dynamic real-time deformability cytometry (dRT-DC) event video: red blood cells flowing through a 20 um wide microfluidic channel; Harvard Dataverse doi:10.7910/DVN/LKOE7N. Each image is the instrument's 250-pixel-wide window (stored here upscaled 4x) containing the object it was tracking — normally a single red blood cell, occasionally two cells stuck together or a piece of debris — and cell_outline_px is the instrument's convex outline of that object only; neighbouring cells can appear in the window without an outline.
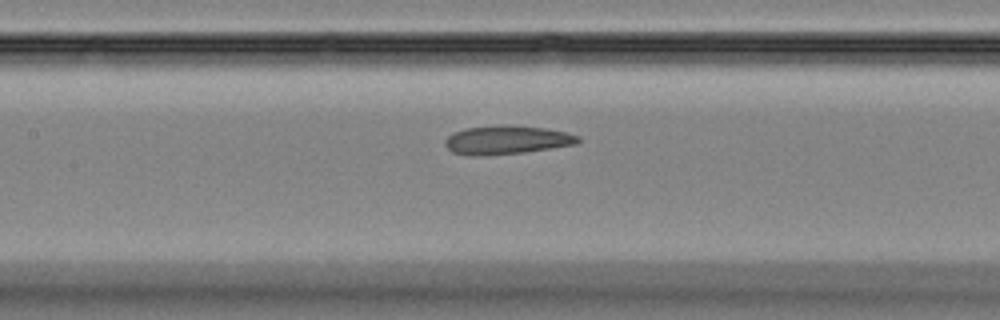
{"species": "Egyptian fruit bat (a non-hibernating species)", "species_latin": "Rousettus aegyptiacus", "temperature_condition": "room temperature", "stored_images_in_passage": 34, "camera_frame_rate_fps": 3000, "um_per_image_px": 0.085, "animal": {"sex": "female"}, "frame": {"image": 1, "passage_image": 16, "time_ms": 5.0, "image_size_px": [1000, 320], "cell_outline_px": [[580, 140], [576, 144], [524, 152], [480, 156], [468, 156], [452, 152], [444, 144], [444, 140], [448, 136], [464, 128], [544, 128], [568, 132], [580, 136]], "centroid_in_image_um": [43.07, 11.95], "position_along_channel_um": 164.3, "area_um2": 21.15}}
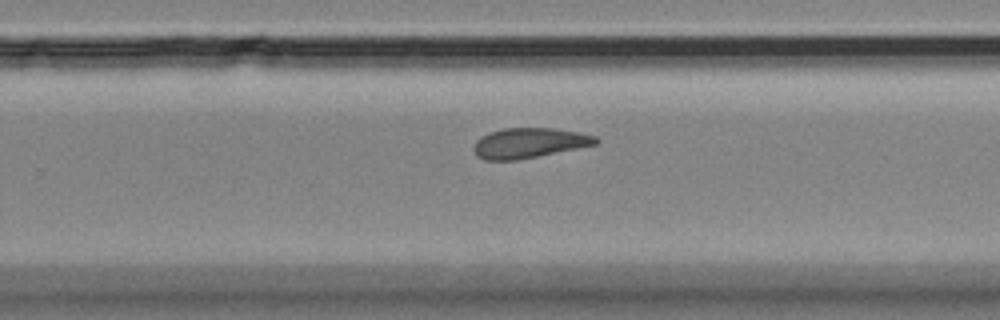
{"frame": {"image": 2, "passage_image": 25, "time_ms": 8.0, "image_size_px": [1000, 320], "cell_outline_px": [[600, 144], [516, 160], [484, 160], [476, 156], [472, 148], [476, 140], [480, 136], [488, 132], [504, 128], [552, 128], [580, 132], [596, 136], [600, 140]], "centroid_in_image_um": [44.98, 12.15], "position_along_channel_um": 284.8, "area_um2": 21.68}}
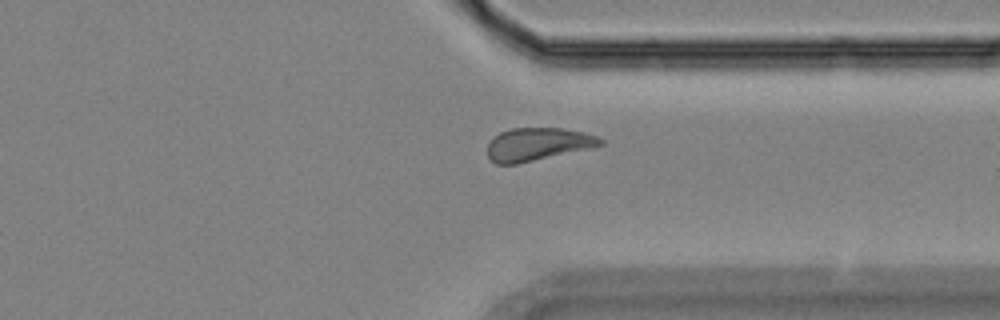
{"frame": {"image": 3, "passage_image": 31, "time_ms": 10.0, "image_size_px": [1000, 320], "cell_outline_px": [[604, 144], [592, 148], [516, 164], [496, 164], [488, 156], [488, 144], [492, 136], [508, 128], [560, 128], [584, 132], [596, 136], [604, 140]], "centroid_in_image_um": [45.7, 12.25], "position_along_channel_um": 365.7, "area_um2": 21.73}}